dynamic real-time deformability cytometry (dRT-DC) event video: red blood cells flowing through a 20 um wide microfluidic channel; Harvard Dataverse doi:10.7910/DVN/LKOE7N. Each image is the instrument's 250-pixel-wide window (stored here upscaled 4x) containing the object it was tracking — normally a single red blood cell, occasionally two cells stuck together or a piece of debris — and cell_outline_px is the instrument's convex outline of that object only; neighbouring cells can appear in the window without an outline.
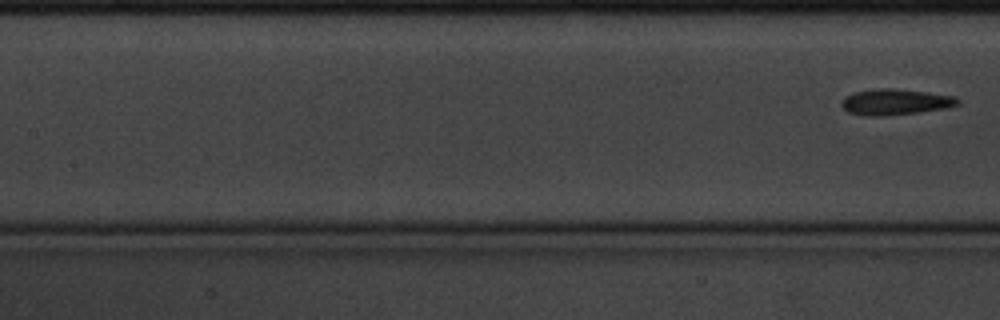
{"species": "common noctule bat (a hibernating species)", "species_latin": "Nyctalus noctula", "temperature_condition": "cold", "stored_images_in_passage": 7, "segment_of_instrument_passage": [2, 2], "camera_frame_rate_fps": 3000, "um_per_image_px": 0.085, "animal": {"sex": "male", "body_mass_g": 20.1, "forearm_length_mm": 53.5}, "frame": {"image": 1, "passage_image": 7, "time_ms": 2.0, "image_size_px": [1000, 320], "cell_outline_px": [[960, 104], [944, 108], [920, 112], [876, 116], [864, 116], [848, 112], [840, 104], [844, 96], [856, 92], [872, 88], [892, 88], [956, 96], [960, 100]], "centroid_in_image_um": [76.08, 8.66], "position_along_channel_um": 131.3, "area_um2": 17.51}}